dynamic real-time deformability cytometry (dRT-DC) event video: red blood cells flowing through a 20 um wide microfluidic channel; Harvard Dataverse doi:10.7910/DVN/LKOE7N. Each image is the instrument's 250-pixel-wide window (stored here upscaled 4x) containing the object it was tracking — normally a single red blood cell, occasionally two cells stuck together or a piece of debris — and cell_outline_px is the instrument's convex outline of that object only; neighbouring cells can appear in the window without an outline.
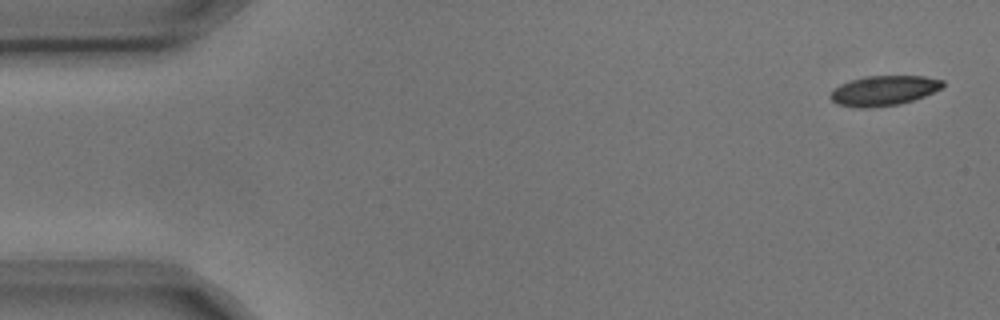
{"species": "common noctule bat (a hibernating species)", "species_latin": "Nyctalus noctula", "temperature_condition": "cold", "stored_images_in_passage": 8, "camera_frame_rate_fps": 3000, "um_per_image_px": 0.085, "animal": {"sex": "male", "body_mass_g": 17.9, "forearm_length_mm": 54.2}, "frame": {"image": 1, "passage_image": 1, "time_ms": 0.0, "image_size_px": [1000, 320], "cell_outline_px": [[944, 84], [940, 88], [924, 96], [900, 104], [872, 108], [856, 108], [836, 104], [828, 96], [840, 84], [852, 80], [868, 76], [924, 76], [944, 80]], "centroid_in_image_um": [75.1, 7.71], "position_along_channel_um": 9.9, "area_um2": 19.54}}
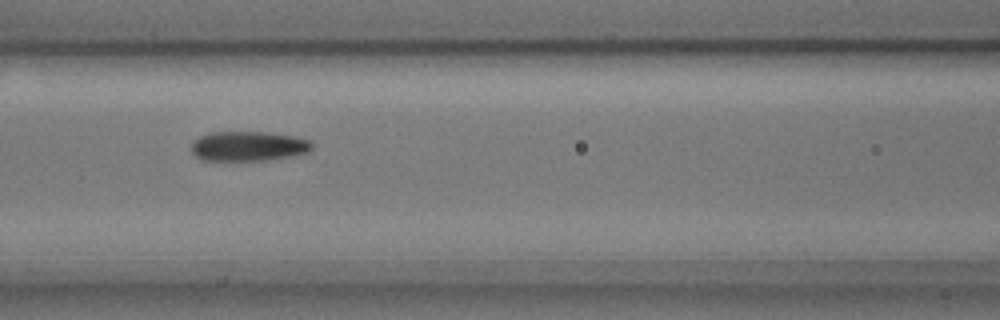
{"frame": {"image": 2, "passage_image": 7, "time_ms": 2.0, "image_size_px": [1000, 320], "cell_outline_px": [[312, 148], [308, 152], [296, 156], [264, 160], [200, 160], [192, 152], [192, 140], [200, 136], [212, 132], [264, 132], [296, 136], [312, 140]], "centroid_in_image_um": [21.14, 12.42], "position_along_channel_um": 145.5, "area_um2": 21.1}}
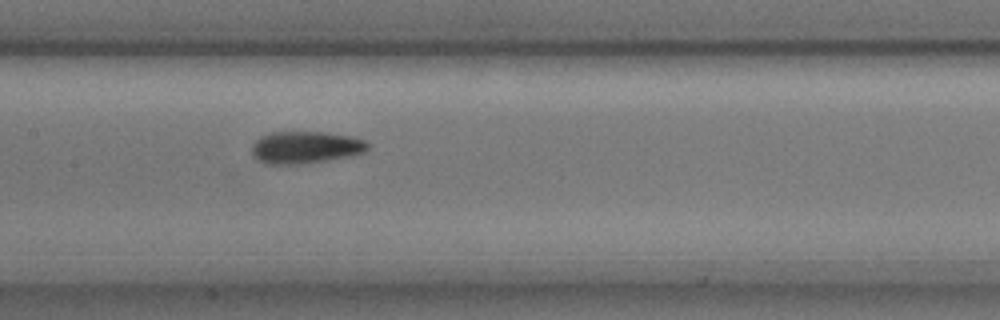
{"frame": {"image": 3, "passage_image": 8, "time_ms": 2.333, "image_size_px": [1000, 320], "cell_outline_px": [[372, 144], [364, 152], [352, 156], [328, 160], [300, 164], [264, 164], [256, 160], [252, 156], [252, 144], [260, 136], [272, 132], [328, 132], [352, 136], [368, 140]], "centroid_in_image_um": [26.0, 12.52], "position_along_channel_um": 181.4, "area_um2": 22.25}}